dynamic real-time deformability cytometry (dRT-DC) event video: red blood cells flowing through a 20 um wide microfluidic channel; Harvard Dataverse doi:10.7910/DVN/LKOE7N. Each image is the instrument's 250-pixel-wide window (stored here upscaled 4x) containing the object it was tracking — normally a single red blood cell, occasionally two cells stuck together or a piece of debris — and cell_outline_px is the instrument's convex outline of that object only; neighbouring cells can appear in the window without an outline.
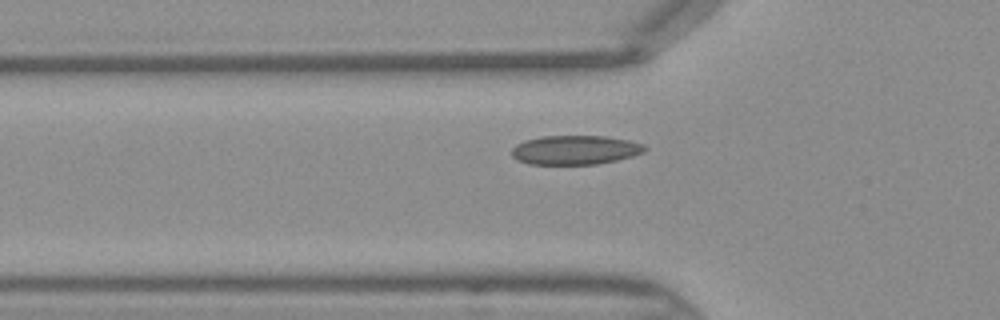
{"species": "Egyptian fruit bat (a non-hibernating species)", "species_latin": "Rousettus aegyptiacus", "temperature_condition": "warm", "stored_images_in_passage": 33, "camera_frame_rate_fps": 3000, "um_per_image_px": 0.085, "frame": {"image": 1, "passage_image": 7, "time_ms": 2.0, "image_size_px": [1000, 320], "cell_outline_px": [[648, 148], [644, 152], [632, 156], [616, 160], [596, 164], [528, 164], [516, 160], [512, 156], [512, 148], [516, 144], [524, 140], [540, 136], [604, 136], [628, 140], [644, 144]], "centroid_in_image_um": [48.87, 12.74], "position_along_channel_um": 76.9, "area_um2": 22.72}}
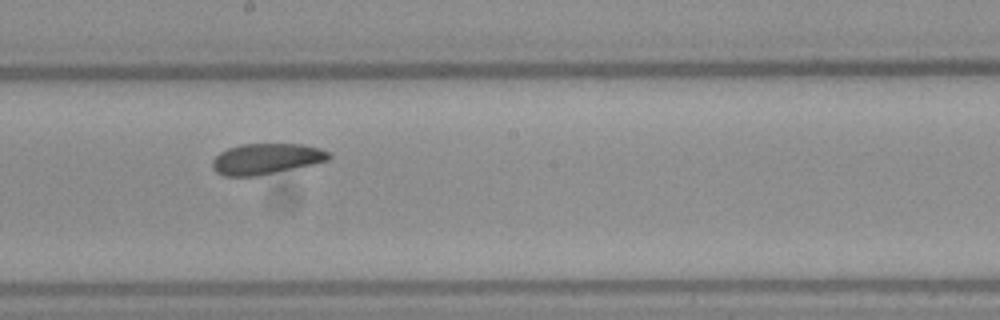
{"frame": {"image": 2, "passage_image": 17, "time_ms": 5.333, "image_size_px": [1000, 320], "cell_outline_px": [[332, 156], [328, 160], [312, 164], [256, 176], [224, 176], [216, 172], [212, 168], [212, 160], [220, 152], [228, 148], [240, 144], [300, 144], [320, 148], [328, 152]], "centroid_in_image_um": [22.6, 13.5], "position_along_channel_um": 225.6, "area_um2": 20.75}}
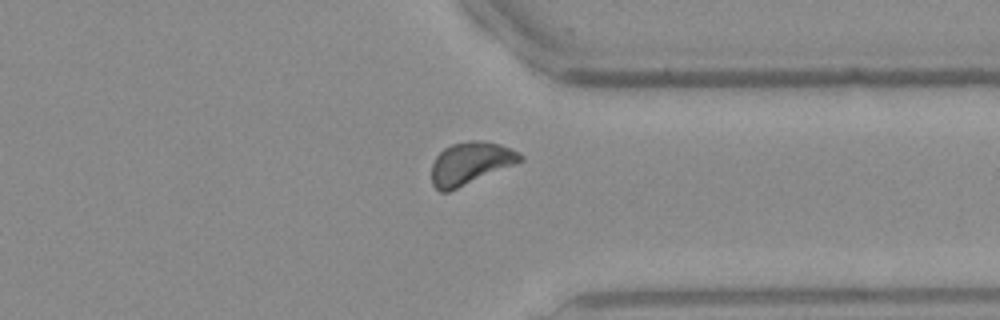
{"frame": {"image": 3, "passage_image": 27, "time_ms": 8.667, "image_size_px": [1000, 320], "cell_outline_px": [[524, 160], [448, 192], [440, 192], [432, 184], [432, 164], [436, 156], [444, 148], [452, 144], [468, 140], [480, 140], [500, 144], [512, 148], [520, 152], [524, 156]], "centroid_in_image_um": [40.0, 13.86], "position_along_channel_um": 371.4, "area_um2": 21.91}}